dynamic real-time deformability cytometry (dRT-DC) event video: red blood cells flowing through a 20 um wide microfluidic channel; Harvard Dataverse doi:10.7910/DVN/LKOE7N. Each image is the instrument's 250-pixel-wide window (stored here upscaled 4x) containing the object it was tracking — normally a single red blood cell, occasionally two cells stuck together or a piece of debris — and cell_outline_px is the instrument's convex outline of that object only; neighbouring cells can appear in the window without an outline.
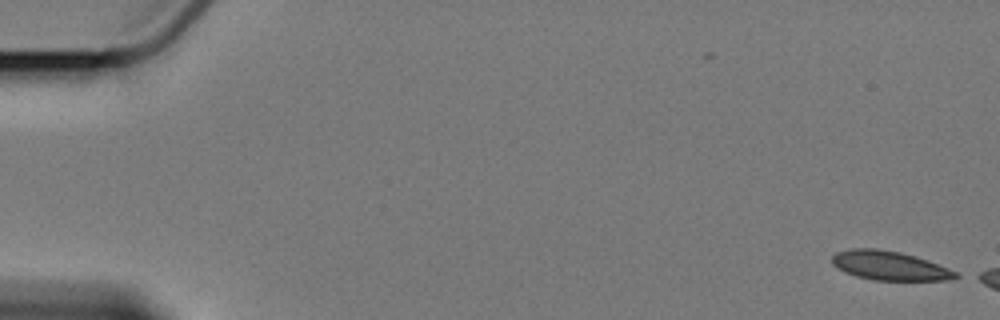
{"species": "Egyptian fruit bat (a non-hibernating species)", "species_latin": "Rousettus aegyptiacus", "temperature_condition": "cold", "stored_images_in_passage": 5, "camera_frame_rate_fps": 3000, "um_per_image_px": 0.085, "animal": {"sex": "female"}, "frame": {"image": 1, "passage_image": 1, "time_ms": 0.0, "image_size_px": [1000, 320], "cell_outline_px": [[960, 276], [948, 280], [876, 280], [856, 276], [844, 272], [832, 264], [832, 256], [836, 252], [848, 248], [876, 248], [900, 252], [916, 256], [948, 268], [956, 272]], "centroid_in_image_um": [75.57, 22.57], "position_along_channel_um": 9.4, "area_um2": 20.92}}